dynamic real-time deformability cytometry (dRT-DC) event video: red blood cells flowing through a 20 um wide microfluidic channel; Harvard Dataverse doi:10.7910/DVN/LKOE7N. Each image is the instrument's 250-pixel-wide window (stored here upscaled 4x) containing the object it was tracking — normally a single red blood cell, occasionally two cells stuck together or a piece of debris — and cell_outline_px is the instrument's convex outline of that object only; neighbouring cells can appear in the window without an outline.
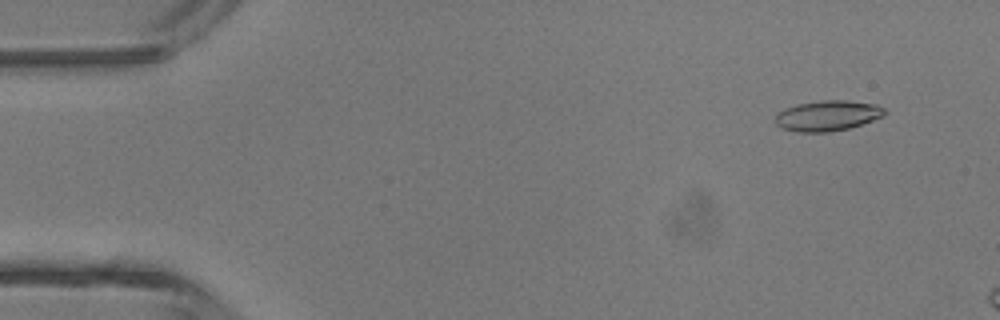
{"species": "common noctule bat (a hibernating species)", "species_latin": "Nyctalus noctula", "temperature_condition": "room temperature", "stored_images_in_passage": 4, "camera_frame_rate_fps": 3000, "um_per_image_px": 0.085, "animal": {"sex": "male", "body_mass_g": 13.3}, "frame": {"image": 1, "passage_image": 2, "time_ms": 0.333, "image_size_px": [1000, 320], "cell_outline_px": [[888, 112], [884, 116], [848, 128], [828, 132], [796, 132], [780, 128], [776, 124], [776, 116], [784, 108], [796, 104], [820, 100], [848, 100], [876, 104], [884, 108]], "centroid_in_image_um": [70.34, 9.82], "position_along_channel_um": 14.7, "area_um2": 19.48}}